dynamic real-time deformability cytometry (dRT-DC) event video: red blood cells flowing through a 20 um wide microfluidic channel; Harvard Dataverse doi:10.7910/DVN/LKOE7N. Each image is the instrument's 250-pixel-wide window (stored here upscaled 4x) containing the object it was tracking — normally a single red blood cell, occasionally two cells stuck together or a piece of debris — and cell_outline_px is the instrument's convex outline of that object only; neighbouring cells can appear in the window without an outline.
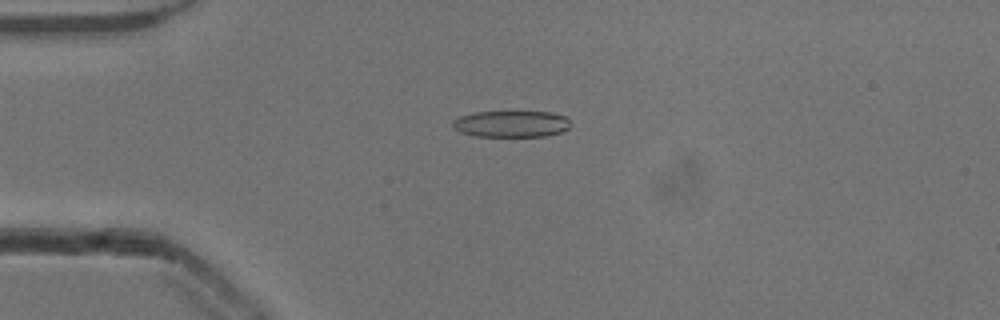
{"species": "common noctule bat (a hibernating species)", "species_latin": "Nyctalus noctula", "temperature_condition": "cold", "stored_images_in_passage": 37, "camera_frame_rate_fps": 3000, "um_per_image_px": 0.085, "animal": {"sex": "male", "body_mass_g": 13.3}, "frame": {"image": 1, "passage_image": 3, "time_ms": 0.667, "image_size_px": [1000, 320], "cell_outline_px": [[572, 124], [564, 132], [548, 136], [476, 136], [460, 132], [452, 128], [452, 120], [460, 116], [476, 112], [552, 112], [564, 116]], "centroid_in_image_um": [43.47, 10.54], "position_along_channel_um": 41.5, "area_um2": 18.32}}
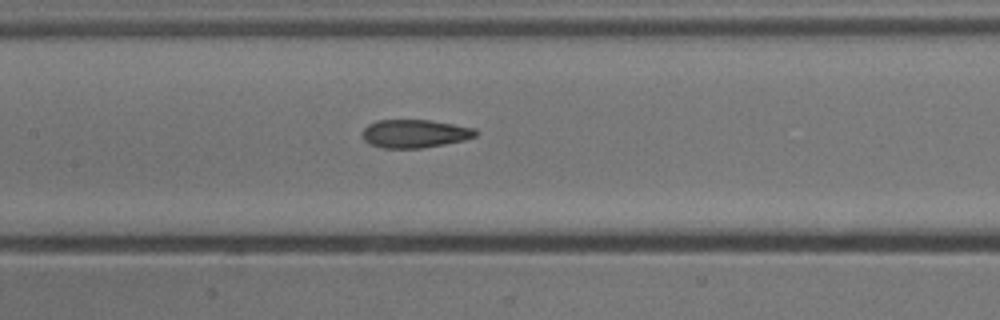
{"frame": {"image": 2, "passage_image": 15, "time_ms": 4.667, "image_size_px": [1000, 320], "cell_outline_px": [[476, 136], [464, 140], [444, 144], [420, 148], [380, 148], [368, 144], [364, 140], [364, 128], [368, 124], [376, 120], [432, 120], [476, 128]], "centroid_in_image_um": [35.25, 11.35], "position_along_channel_um": 172.2, "area_um2": 18.67}}
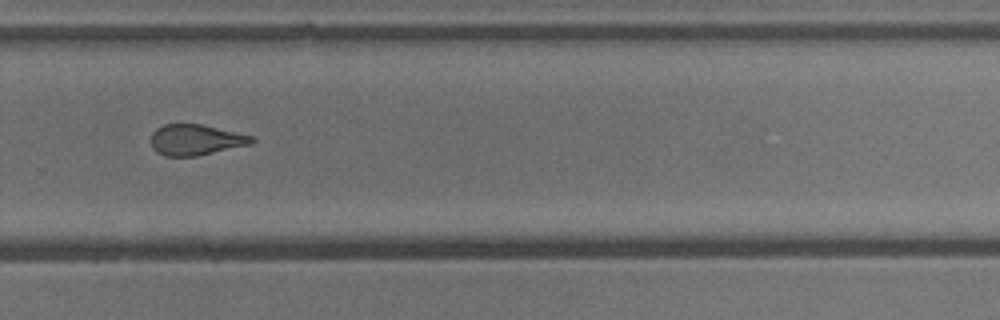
{"frame": {"image": 3, "passage_image": 26, "time_ms": 8.333, "image_size_px": [1000, 320], "cell_outline_px": [[256, 140], [252, 144], [196, 156], [164, 156], [156, 152], [152, 148], [152, 132], [156, 128], [164, 124], [200, 124], [252, 136]], "centroid_in_image_um": [16.62, 11.89], "position_along_channel_um": 313.2, "area_um2": 17.98}, "authors_computed_cell_mechanics": {"area_um2": 18.6694, "velocity_mm_per_s": 3.8649, "shape_relaxation_time_tau1_ms": null, "shape_relaxation_time_tau2_ms": 1.2791, "deformation_change_tau1": null, "deformation_change_tau2": 0.1031}}